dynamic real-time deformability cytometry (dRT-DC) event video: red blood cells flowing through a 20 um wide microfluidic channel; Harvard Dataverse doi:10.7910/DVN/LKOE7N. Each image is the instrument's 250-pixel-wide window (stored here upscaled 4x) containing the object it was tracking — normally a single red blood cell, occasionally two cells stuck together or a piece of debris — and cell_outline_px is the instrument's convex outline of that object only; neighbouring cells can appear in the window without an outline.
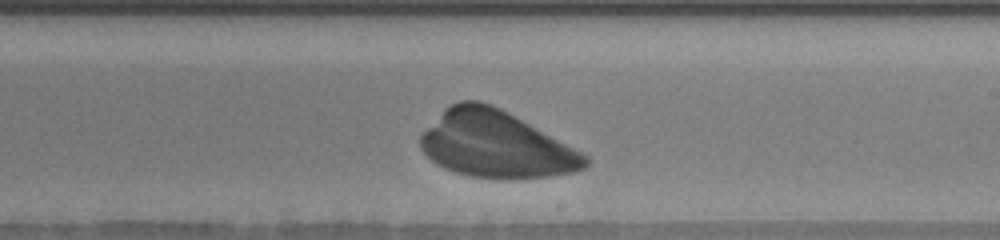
{"species": "human", "species_latin": "Homo sapiens", "temperature_condition": "warm", "stored_images_in_passage": 31, "camera_frame_rate_fps": 3000, "um_per_image_px": 0.085, "donor": {"sex": "male"}, "frame": {"image": 1, "passage_image": 18, "time_ms": 5.667, "image_size_px": [1000, 240], "cell_outline_px": [[588, 164], [584, 168], [576, 172], [548, 176], [468, 176], [444, 168], [436, 164], [420, 148], [420, 136], [444, 108], [460, 100], [480, 100], [492, 104], [508, 112], [588, 156]], "centroid_in_image_um": [42.1, 12.24], "position_along_channel_um": 246.9, "area_um2": 62.6}}